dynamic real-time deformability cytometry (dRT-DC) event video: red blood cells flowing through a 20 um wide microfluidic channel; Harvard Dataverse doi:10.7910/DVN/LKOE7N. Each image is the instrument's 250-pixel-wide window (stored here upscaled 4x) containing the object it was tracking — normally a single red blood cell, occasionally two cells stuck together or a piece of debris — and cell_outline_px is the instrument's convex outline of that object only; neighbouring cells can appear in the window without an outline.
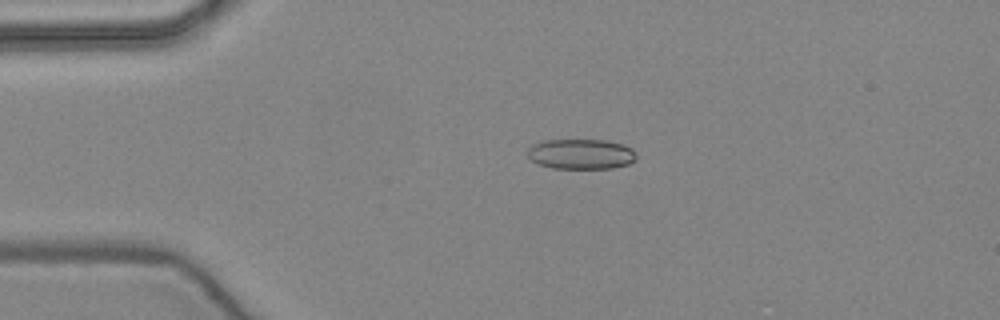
{"species": "common noctule bat (a hibernating species)", "species_latin": "Nyctalus noctula", "temperature_condition": "warm", "stored_images_in_passage": 48, "camera_frame_rate_fps": 3000, "um_per_image_px": 0.085, "animal": {"sex": "female", "body_mass_g": 24.6, "forearm_length_mm": 56.2}, "frame": {"image": 1, "passage_image": 12, "time_ms": 3.667, "image_size_px": [1000, 320], "cell_outline_px": [[636, 160], [628, 164], [612, 168], [552, 168], [540, 164], [532, 160], [528, 156], [528, 148], [532, 144], [544, 140], [604, 140], [624, 144], [632, 148], [636, 152]], "centroid_in_image_um": [49.41, 13.08], "position_along_channel_um": 35.6, "area_um2": 19.19}}
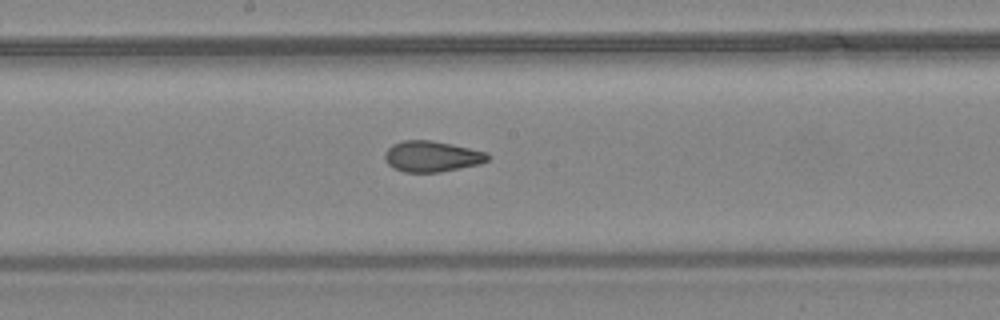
{"frame": {"image": 2, "passage_image": 28, "time_ms": 9.0, "image_size_px": [1000, 320], "cell_outline_px": [[488, 160], [480, 164], [440, 172], [404, 172], [392, 168], [384, 160], [384, 152], [392, 144], [400, 140], [432, 140], [488, 152]], "centroid_in_image_um": [36.66, 13.29], "position_along_channel_um": 211.5, "area_um2": 18.67}}
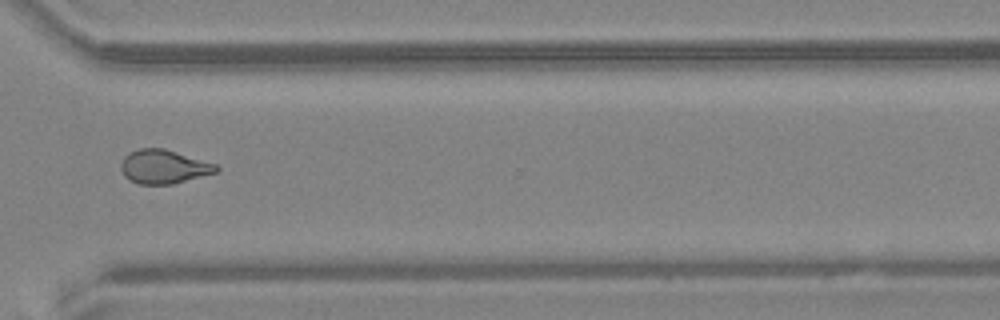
{"frame": {"image": 3, "passage_image": 39, "time_ms": 12.667, "image_size_px": [1000, 320], "cell_outline_px": [[220, 168], [216, 172], [172, 184], [136, 184], [128, 180], [124, 176], [120, 168], [120, 164], [124, 156], [128, 152], [140, 148], [164, 148], [216, 164]], "centroid_in_image_um": [13.86, 14.17], "position_along_channel_um": 356.7, "area_um2": 18.84}, "authors_computed_cell_mechanics": {"area_um2": 19.0162, "velocity_mm_per_s": 3.9682, "shape_relaxation_time_tau1_ms": null, "shape_relaxation_time_tau2_ms": 2.0799, "deformation_change_tau1": null, "deformation_change_tau2": 0.0863}}